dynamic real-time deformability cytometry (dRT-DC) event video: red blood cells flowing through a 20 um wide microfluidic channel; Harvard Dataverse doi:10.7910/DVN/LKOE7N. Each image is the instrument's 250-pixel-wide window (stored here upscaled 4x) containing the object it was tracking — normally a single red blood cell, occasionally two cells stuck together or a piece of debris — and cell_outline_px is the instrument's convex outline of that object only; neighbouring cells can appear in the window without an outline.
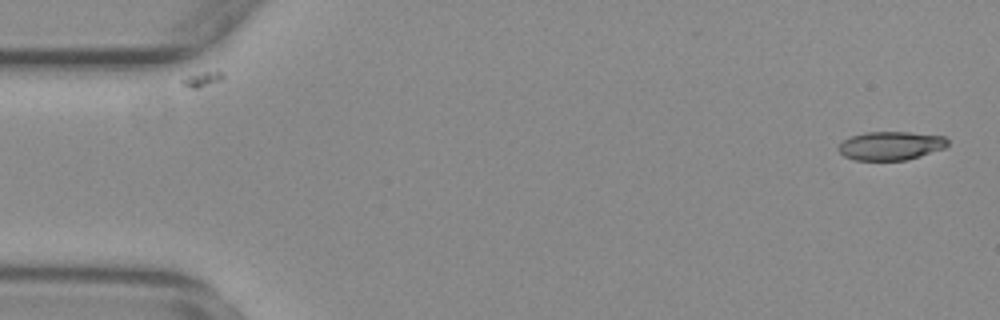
{"species": "common noctule bat (a hibernating species)", "species_latin": "Nyctalus noctula", "temperature_condition": "warm", "stored_images_in_passage": 53, "camera_frame_rate_fps": 3000, "um_per_image_px": 0.085, "animal": {"sex": "female", "body_mass_g": 29.2, "forearm_length_mm": 56.3}, "frame": {"image": 1, "passage_image": 1, "time_ms": 0.0, "image_size_px": [1000, 320], "cell_outline_px": [[948, 144], [944, 148], [920, 156], [904, 160], [856, 160], [844, 156], [836, 148], [844, 140], [852, 136], [864, 132], [912, 132], [944, 136], [948, 140]], "centroid_in_image_um": [75.71, 12.38], "position_along_channel_um": 9.3, "area_um2": 18.15}}
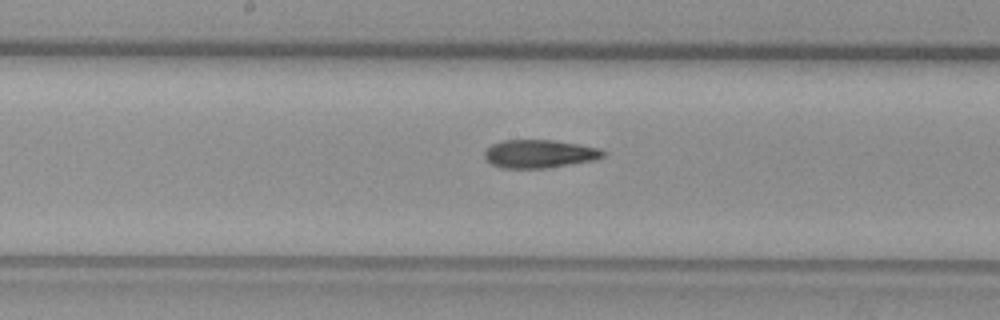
{"frame": {"image": 2, "passage_image": 27, "time_ms": 8.667, "image_size_px": [1000, 320], "cell_outline_px": [[608, 156], [596, 160], [548, 168], [504, 168], [492, 164], [484, 156], [484, 152], [492, 144], [500, 140], [552, 140], [580, 144], [600, 148], [608, 152]], "centroid_in_image_um": [45.94, 13.07], "position_along_channel_um": 202.3, "area_um2": 19.77}}
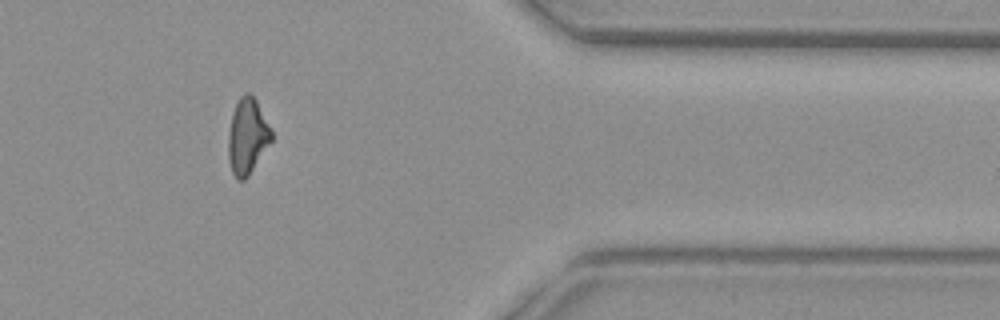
{"frame": {"image": 3, "passage_image": 44, "time_ms": 14.333, "image_size_px": [1000, 320], "cell_outline_px": [[272, 140], [248, 176], [244, 180], [236, 180], [232, 172], [228, 160], [228, 132], [232, 112], [240, 96], [244, 92], [248, 92], [256, 100], [272, 128]], "centroid_in_image_um": [21.02, 11.58], "position_along_channel_um": 390.4, "area_um2": 19.19}, "authors_computed_cell_mechanics": {"area_um2": 19.4208, "velocity_mm_per_s": 3.7735, "shape_relaxation_time_tau1_ms": null, "shape_relaxation_time_tau2_ms": 3.9093, "deformation_change_tau1": null, "deformation_change_tau2": 0.1335}}